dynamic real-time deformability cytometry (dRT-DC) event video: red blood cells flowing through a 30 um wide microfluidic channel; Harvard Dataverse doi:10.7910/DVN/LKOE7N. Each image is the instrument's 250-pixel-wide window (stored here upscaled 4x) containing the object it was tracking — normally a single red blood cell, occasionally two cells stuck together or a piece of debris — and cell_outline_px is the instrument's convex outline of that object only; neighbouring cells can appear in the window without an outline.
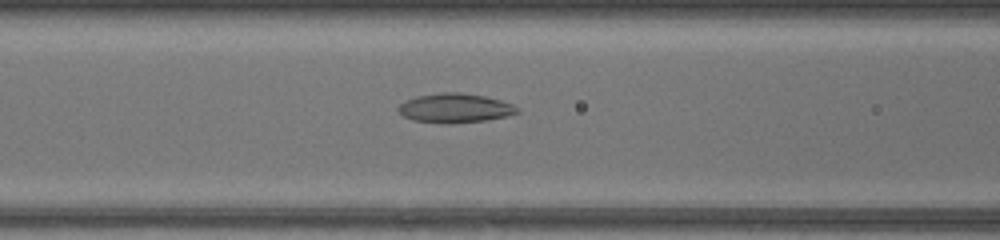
{"species": "common noctule bat (a hibernating species)", "species_latin": "Nyctalus noctula", "temperature_condition": "warm", "stored_images_in_passage": 29, "camera_frame_rate_fps": 3000, "um_per_image_px": 0.085, "animal": {"sex": "female", "body_mass_g": 17.0, "forearm_length_mm": 48.0}, "frame": {"image": 1, "passage_image": 7, "time_ms": 2.0, "image_size_px": [1000, 240], "cell_outline_px": [[520, 112], [508, 116], [484, 120], [412, 120], [404, 116], [396, 108], [400, 104], [416, 96], [440, 92], [460, 92], [484, 96], [500, 100], [512, 104], [520, 108]], "centroid_in_image_um": [38.72, 9.12], "position_along_channel_um": 127.9, "area_um2": 19.25}}
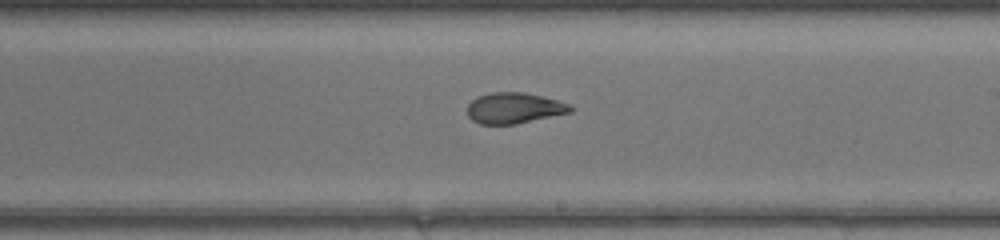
{"frame": {"image": 2, "passage_image": 15, "time_ms": 4.667, "image_size_px": [1000, 240], "cell_outline_px": [[572, 112], [516, 124], [480, 124], [472, 120], [468, 116], [468, 104], [476, 96], [492, 92], [524, 92], [556, 100], [568, 104], [572, 108]], "centroid_in_image_um": [43.67, 9.19], "position_along_channel_um": 245.3, "area_um2": 18.44}}
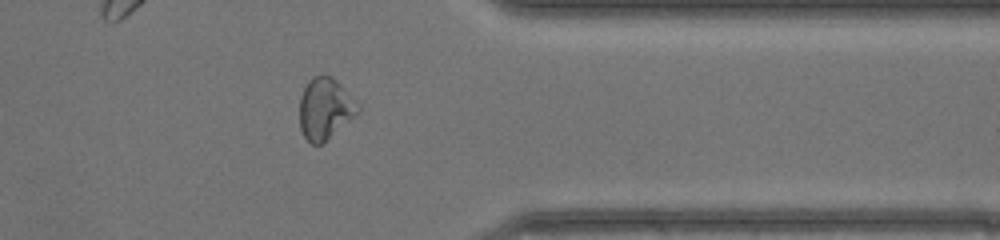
{"frame": {"image": 3, "passage_image": 25, "time_ms": 8.0, "image_size_px": [1000, 240], "cell_outline_px": [[360, 112], [320, 144], [312, 144], [304, 136], [300, 128], [300, 96], [308, 80], [312, 76], [332, 76], [360, 104]], "centroid_in_image_um": [27.64, 9.21], "position_along_channel_um": 383.8, "area_um2": 20.69}}